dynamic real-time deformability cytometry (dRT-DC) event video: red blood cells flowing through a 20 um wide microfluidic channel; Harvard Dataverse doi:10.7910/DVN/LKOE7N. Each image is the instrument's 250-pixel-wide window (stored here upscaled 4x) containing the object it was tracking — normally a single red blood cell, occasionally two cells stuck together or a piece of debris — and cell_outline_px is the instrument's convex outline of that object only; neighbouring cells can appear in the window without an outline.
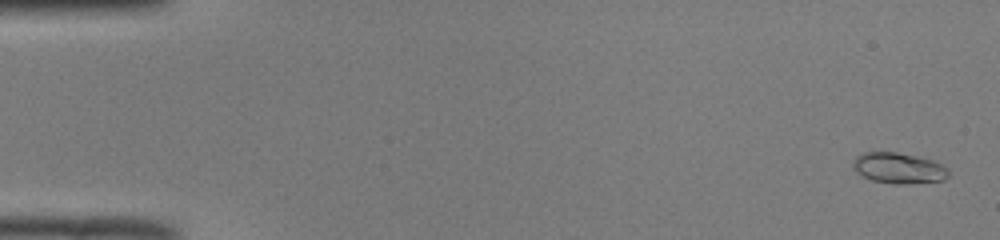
{"species": "common noctule bat (a hibernating species)", "species_latin": "Nyctalus noctula", "temperature_condition": "room temperature", "stored_images_in_passage": 52, "camera_frame_rate_fps": 3000, "um_per_image_px": 0.085, "animal": {"sex": "male", "body_mass_g": 19.0, "forearm_length_mm": 50.8}, "frame": {"image": 1, "passage_image": 2, "time_ms": 0.333, "image_size_px": [1000, 240], "cell_outline_px": [[948, 176], [944, 180], [904, 184], [896, 184], [872, 180], [856, 172], [852, 168], [852, 160], [856, 156], [864, 152], [896, 152], [916, 156], [932, 160], [948, 168]], "centroid_in_image_um": [76.35, 14.28], "position_along_channel_um": 8.6, "area_um2": 17.11}}
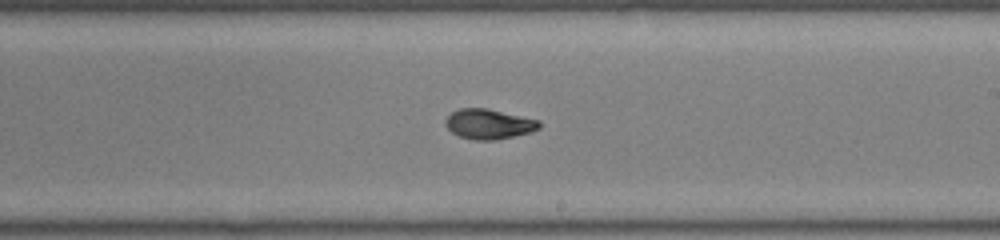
{"frame": {"image": 2, "passage_image": 31, "time_ms": 10.0, "image_size_px": [1000, 240], "cell_outline_px": [[540, 128], [532, 132], [496, 140], [476, 140], [460, 136], [452, 132], [444, 124], [444, 120], [452, 112], [460, 108], [488, 108], [540, 120]], "centroid_in_image_um": [41.57, 10.54], "position_along_channel_um": 247.4, "area_um2": 16.47}}
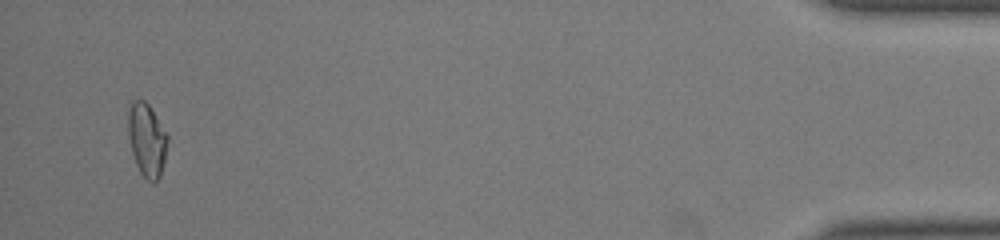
{"frame": {"image": 3, "passage_image": 50, "time_ms": 16.333, "image_size_px": [1000, 240], "cell_outline_px": [[168, 140], [164, 160], [160, 176], [152, 184], [140, 172], [136, 164], [132, 152], [128, 136], [128, 112], [132, 100], [144, 100], [148, 104], [168, 136]], "centroid_in_image_um": [12.47, 11.89], "position_along_channel_um": 422.7, "area_um2": 16.59}, "authors_computed_cell_mechanics": {"area_um2": 16.2996, "velocity_mm_per_s": 4.0039, "shape_relaxation_time_tau1_ms": 8.8264, "shape_relaxation_time_tau2_ms": 1.8339, "deformation_change_tau1": 0.24, "deformation_change_tau2": 0.059}}